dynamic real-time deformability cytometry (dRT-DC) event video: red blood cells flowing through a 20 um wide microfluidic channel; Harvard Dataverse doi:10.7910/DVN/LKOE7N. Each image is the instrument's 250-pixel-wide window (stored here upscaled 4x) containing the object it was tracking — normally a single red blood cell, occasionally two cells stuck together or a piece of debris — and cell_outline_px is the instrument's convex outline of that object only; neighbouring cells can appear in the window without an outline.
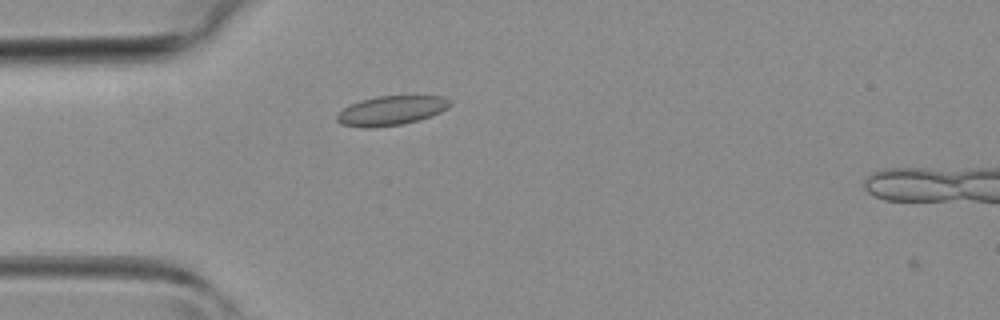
{"species": "common noctule bat (a hibernating species)", "species_latin": "Nyctalus noctula", "temperature_condition": "room temperature", "stored_images_in_passage": 4, "camera_frame_rate_fps": 3000, "um_per_image_px": 0.085, "animal": {"sex": "female", "body_mass_g": 19.3, "forearm_length_mm": 54.1}, "frame": {"image": 1, "passage_image": 3, "time_ms": 0.667, "image_size_px": [1000, 320], "cell_outline_px": [[452, 104], [448, 108], [440, 112], [420, 120], [400, 124], [368, 128], [364, 128], [340, 124], [336, 120], [336, 116], [344, 108], [360, 100], [376, 96], [444, 96], [452, 100]], "centroid_in_image_um": [33.28, 9.39], "position_along_channel_um": 51.7, "area_um2": 19.36}}